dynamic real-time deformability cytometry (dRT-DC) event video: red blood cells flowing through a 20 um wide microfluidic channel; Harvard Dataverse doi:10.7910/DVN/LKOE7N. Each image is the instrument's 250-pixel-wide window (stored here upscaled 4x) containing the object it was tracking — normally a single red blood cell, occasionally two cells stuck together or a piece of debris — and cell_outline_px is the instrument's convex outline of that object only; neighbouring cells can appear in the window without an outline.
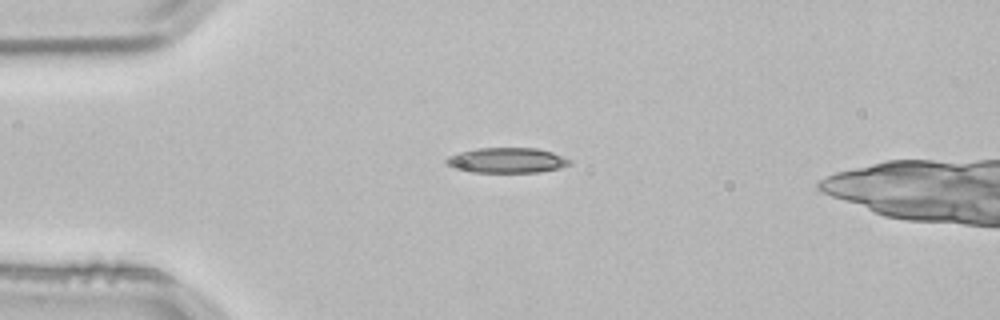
{"species": "common noctule bat (a hibernating species)", "species_latin": "Nyctalus noctula", "temperature_condition": "room temperature", "stored_images_in_passage": 2, "camera_frame_rate_fps": 3000, "um_per_image_px": 0.085, "animal": {"sex": "male", "body_mass_g": 21.5, "forearm_length_mm": 52.0}, "frame": {"image": 1, "passage_image": 1, "time_ms": 0.0, "image_size_px": [1000, 320], "cell_outline_px": [[572, 164], [560, 168], [540, 172], [472, 172], [452, 168], [444, 160], [448, 156], [460, 152], [476, 148], [536, 148], [552, 152], [572, 160]], "centroid_in_image_um": [43.09, 13.63], "position_along_channel_um": 41.9, "area_um2": 18.21}}